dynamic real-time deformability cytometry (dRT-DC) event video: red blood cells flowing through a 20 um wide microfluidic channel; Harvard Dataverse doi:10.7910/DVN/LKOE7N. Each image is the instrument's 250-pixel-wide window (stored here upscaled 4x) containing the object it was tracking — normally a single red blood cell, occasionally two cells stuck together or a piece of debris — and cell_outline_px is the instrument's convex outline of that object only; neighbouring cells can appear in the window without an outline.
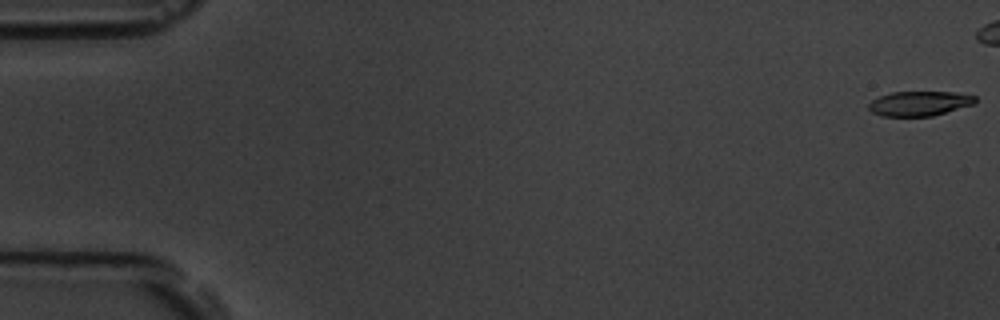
{"species": "common noctule bat (a hibernating species)", "species_latin": "Nyctalus noctula", "temperature_condition": "room temperature", "stored_images_in_passage": 14, "camera_frame_rate_fps": 3000, "um_per_image_px": 0.085, "animal": {"sex": "male", "body_mass_g": 19.5, "forearm_length_mm": 54.6}, "frame": {"image": 1, "passage_image": 1, "time_ms": 0.0, "image_size_px": [1000, 320], "cell_outline_px": [[976, 104], [932, 116], [880, 116], [872, 112], [868, 108], [868, 104], [872, 100], [880, 96], [892, 92], [956, 92], [976, 96]], "centroid_in_image_um": [78.17, 8.8], "position_along_channel_um": 6.8, "area_um2": 15.43}}
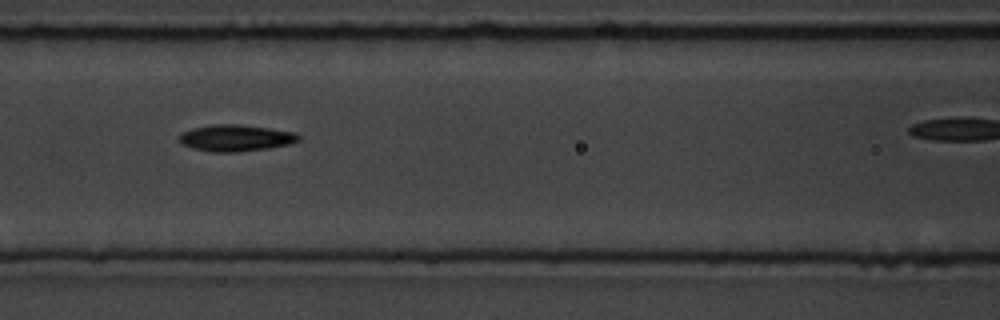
{"frame": {"image": 2, "passage_image": 8, "time_ms": 8.0, "image_size_px": [1000, 320], "cell_outline_px": [[300, 140], [288, 144], [268, 148], [236, 152], [212, 152], [192, 148], [180, 144], [180, 132], [192, 128], [212, 124], [240, 124], [296, 132], [300, 136]], "centroid_in_image_um": [20.01, 11.72], "position_along_channel_um": 146.6, "area_um2": 18.55}}